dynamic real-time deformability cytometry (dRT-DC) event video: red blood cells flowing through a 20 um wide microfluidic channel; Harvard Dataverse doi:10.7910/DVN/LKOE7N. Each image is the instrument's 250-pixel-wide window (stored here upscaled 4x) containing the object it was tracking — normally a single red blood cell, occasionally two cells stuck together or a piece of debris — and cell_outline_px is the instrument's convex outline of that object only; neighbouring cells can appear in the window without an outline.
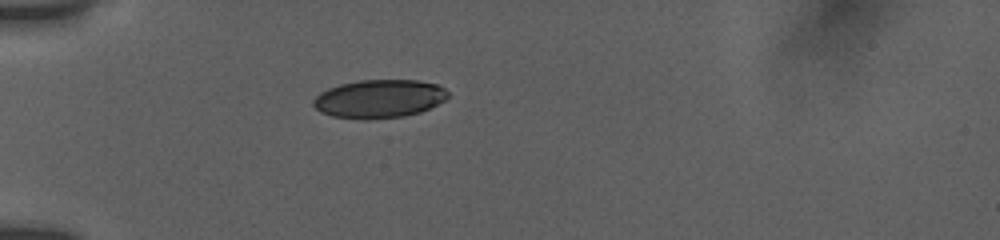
{"species": "human", "species_latin": "Homo sapiens", "temperature_condition": "room temperature", "stored_images_in_passage": 7, "camera_frame_rate_fps": 3000, "um_per_image_px": 0.085, "donor": {"sex": "female"}, "frame": {"image": 1, "passage_image": 1, "time_ms": 0.0, "image_size_px": [1000, 240], "cell_outline_px": [[448, 96], [444, 100], [420, 112], [404, 116], [368, 120], [364, 120], [332, 116], [320, 112], [312, 104], [312, 100], [320, 92], [328, 88], [340, 84], [360, 80], [416, 80], [436, 84], [444, 88], [448, 92]], "centroid_in_image_um": [32.19, 8.4], "position_along_channel_um": 52.8, "area_um2": 30.11}}
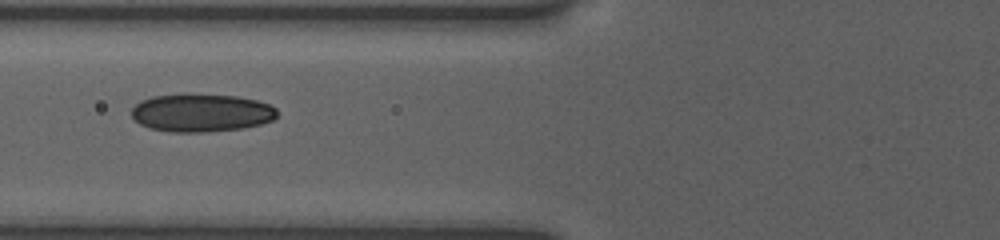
{"frame": {"image": 2, "passage_image": 5, "time_ms": 2.0, "image_size_px": [1000, 240], "cell_outline_px": [[276, 116], [272, 120], [260, 124], [244, 128], [200, 132], [172, 132], [152, 128], [140, 124], [132, 116], [132, 108], [140, 100], [152, 96], [184, 92], [188, 92], [236, 96], [256, 100], [268, 104], [276, 108]], "centroid_in_image_um": [17.08, 9.55], "position_along_channel_um": 108.7, "area_um2": 32.6}}
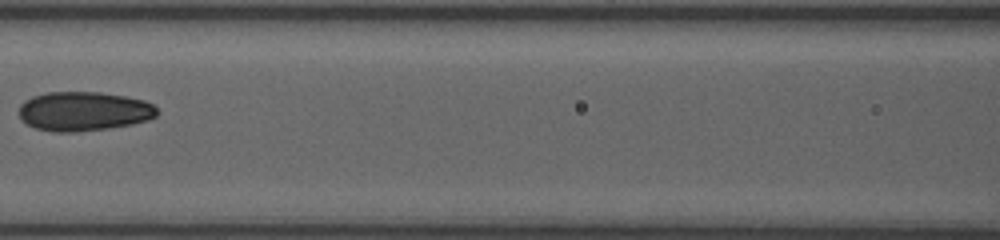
{"frame": {"image": 3, "passage_image": 7, "time_ms": 3.333, "image_size_px": [1000, 240], "cell_outline_px": [[160, 112], [156, 116], [148, 120], [132, 124], [108, 128], [76, 132], [52, 132], [36, 128], [20, 120], [20, 104], [24, 100], [32, 96], [48, 92], [100, 92], [124, 96], [144, 100], [152, 104]], "centroid_in_image_um": [7.11, 9.46], "position_along_channel_um": 159.5, "area_um2": 31.73}}